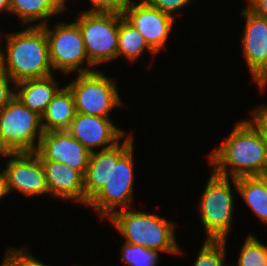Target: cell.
I'll list each match as a JSON object with an SVG mask.
<instances>
[{"label": "cell", "mask_w": 267, "mask_h": 266, "mask_svg": "<svg viewBox=\"0 0 267 266\" xmlns=\"http://www.w3.org/2000/svg\"><path fill=\"white\" fill-rule=\"evenodd\" d=\"M257 84L259 90L263 92L267 88V69L254 81Z\"/></svg>", "instance_id": "31"}, {"label": "cell", "mask_w": 267, "mask_h": 266, "mask_svg": "<svg viewBox=\"0 0 267 266\" xmlns=\"http://www.w3.org/2000/svg\"><path fill=\"white\" fill-rule=\"evenodd\" d=\"M150 6L158 9L159 11L168 14L169 16L176 18L179 10L186 8L194 2V0H145ZM175 15V13H177ZM175 16V17H174Z\"/></svg>", "instance_id": "25"}, {"label": "cell", "mask_w": 267, "mask_h": 266, "mask_svg": "<svg viewBox=\"0 0 267 266\" xmlns=\"http://www.w3.org/2000/svg\"><path fill=\"white\" fill-rule=\"evenodd\" d=\"M8 188L6 183V174L4 169L0 172V201L3 199L4 196H7Z\"/></svg>", "instance_id": "30"}, {"label": "cell", "mask_w": 267, "mask_h": 266, "mask_svg": "<svg viewBox=\"0 0 267 266\" xmlns=\"http://www.w3.org/2000/svg\"><path fill=\"white\" fill-rule=\"evenodd\" d=\"M146 51L153 57L157 55L146 43L142 34L120 13L117 58L123 56L130 63H135Z\"/></svg>", "instance_id": "20"}, {"label": "cell", "mask_w": 267, "mask_h": 266, "mask_svg": "<svg viewBox=\"0 0 267 266\" xmlns=\"http://www.w3.org/2000/svg\"><path fill=\"white\" fill-rule=\"evenodd\" d=\"M7 161L3 169L8 193L15 190L31 198L49 194L43 164L36 152L13 153Z\"/></svg>", "instance_id": "10"}, {"label": "cell", "mask_w": 267, "mask_h": 266, "mask_svg": "<svg viewBox=\"0 0 267 266\" xmlns=\"http://www.w3.org/2000/svg\"><path fill=\"white\" fill-rule=\"evenodd\" d=\"M3 261L0 266H50L38 260L26 247L6 248Z\"/></svg>", "instance_id": "24"}, {"label": "cell", "mask_w": 267, "mask_h": 266, "mask_svg": "<svg viewBox=\"0 0 267 266\" xmlns=\"http://www.w3.org/2000/svg\"><path fill=\"white\" fill-rule=\"evenodd\" d=\"M249 119L259 130L267 150V105L265 103L250 110Z\"/></svg>", "instance_id": "27"}, {"label": "cell", "mask_w": 267, "mask_h": 266, "mask_svg": "<svg viewBox=\"0 0 267 266\" xmlns=\"http://www.w3.org/2000/svg\"><path fill=\"white\" fill-rule=\"evenodd\" d=\"M60 88L53 74L44 78L26 79L16 83L15 96L31 111L42 116Z\"/></svg>", "instance_id": "16"}, {"label": "cell", "mask_w": 267, "mask_h": 266, "mask_svg": "<svg viewBox=\"0 0 267 266\" xmlns=\"http://www.w3.org/2000/svg\"><path fill=\"white\" fill-rule=\"evenodd\" d=\"M264 184V187L267 191V170L257 176Z\"/></svg>", "instance_id": "34"}, {"label": "cell", "mask_w": 267, "mask_h": 266, "mask_svg": "<svg viewBox=\"0 0 267 266\" xmlns=\"http://www.w3.org/2000/svg\"><path fill=\"white\" fill-rule=\"evenodd\" d=\"M0 12L10 13V0H0Z\"/></svg>", "instance_id": "33"}, {"label": "cell", "mask_w": 267, "mask_h": 266, "mask_svg": "<svg viewBox=\"0 0 267 266\" xmlns=\"http://www.w3.org/2000/svg\"><path fill=\"white\" fill-rule=\"evenodd\" d=\"M240 15L245 20L241 37L242 54L253 82L267 69V19L247 7Z\"/></svg>", "instance_id": "14"}, {"label": "cell", "mask_w": 267, "mask_h": 266, "mask_svg": "<svg viewBox=\"0 0 267 266\" xmlns=\"http://www.w3.org/2000/svg\"><path fill=\"white\" fill-rule=\"evenodd\" d=\"M107 220L128 244L142 245L159 253L181 255L184 252L175 238L176 224L154 212L130 207L114 212Z\"/></svg>", "instance_id": "4"}, {"label": "cell", "mask_w": 267, "mask_h": 266, "mask_svg": "<svg viewBox=\"0 0 267 266\" xmlns=\"http://www.w3.org/2000/svg\"><path fill=\"white\" fill-rule=\"evenodd\" d=\"M220 147L207 156L218 175L239 178L258 176L267 170V150L257 127L249 120L236 121Z\"/></svg>", "instance_id": "2"}, {"label": "cell", "mask_w": 267, "mask_h": 266, "mask_svg": "<svg viewBox=\"0 0 267 266\" xmlns=\"http://www.w3.org/2000/svg\"><path fill=\"white\" fill-rule=\"evenodd\" d=\"M36 153L41 160L62 162L83 176L91 156V152L68 131L43 132Z\"/></svg>", "instance_id": "13"}, {"label": "cell", "mask_w": 267, "mask_h": 266, "mask_svg": "<svg viewBox=\"0 0 267 266\" xmlns=\"http://www.w3.org/2000/svg\"><path fill=\"white\" fill-rule=\"evenodd\" d=\"M46 176L49 196L73 201L85 207L84 176L58 161L41 160Z\"/></svg>", "instance_id": "15"}, {"label": "cell", "mask_w": 267, "mask_h": 266, "mask_svg": "<svg viewBox=\"0 0 267 266\" xmlns=\"http://www.w3.org/2000/svg\"><path fill=\"white\" fill-rule=\"evenodd\" d=\"M75 22L93 66L117 59L120 13L81 11Z\"/></svg>", "instance_id": "8"}, {"label": "cell", "mask_w": 267, "mask_h": 266, "mask_svg": "<svg viewBox=\"0 0 267 266\" xmlns=\"http://www.w3.org/2000/svg\"><path fill=\"white\" fill-rule=\"evenodd\" d=\"M61 13L64 10L54 0H10V14L26 27L43 26L50 22L48 19Z\"/></svg>", "instance_id": "18"}, {"label": "cell", "mask_w": 267, "mask_h": 266, "mask_svg": "<svg viewBox=\"0 0 267 266\" xmlns=\"http://www.w3.org/2000/svg\"><path fill=\"white\" fill-rule=\"evenodd\" d=\"M198 201L201 223L206 231L205 240H228L232 230L235 199L231 178L213 170Z\"/></svg>", "instance_id": "5"}, {"label": "cell", "mask_w": 267, "mask_h": 266, "mask_svg": "<svg viewBox=\"0 0 267 266\" xmlns=\"http://www.w3.org/2000/svg\"><path fill=\"white\" fill-rule=\"evenodd\" d=\"M159 252L149 250L142 245H131L126 242L121 247V261L126 266H157Z\"/></svg>", "instance_id": "23"}, {"label": "cell", "mask_w": 267, "mask_h": 266, "mask_svg": "<svg viewBox=\"0 0 267 266\" xmlns=\"http://www.w3.org/2000/svg\"><path fill=\"white\" fill-rule=\"evenodd\" d=\"M67 84L74 96L76 113L112 118L111 111L125 106L117 80L106 76L100 69L77 74Z\"/></svg>", "instance_id": "6"}, {"label": "cell", "mask_w": 267, "mask_h": 266, "mask_svg": "<svg viewBox=\"0 0 267 266\" xmlns=\"http://www.w3.org/2000/svg\"><path fill=\"white\" fill-rule=\"evenodd\" d=\"M0 35H1L0 36V44H2L1 42H3V41L1 39L2 38V32L1 31H0ZM0 70H1V45H0Z\"/></svg>", "instance_id": "36"}, {"label": "cell", "mask_w": 267, "mask_h": 266, "mask_svg": "<svg viewBox=\"0 0 267 266\" xmlns=\"http://www.w3.org/2000/svg\"><path fill=\"white\" fill-rule=\"evenodd\" d=\"M247 8L256 15L267 19V0H247Z\"/></svg>", "instance_id": "29"}, {"label": "cell", "mask_w": 267, "mask_h": 266, "mask_svg": "<svg viewBox=\"0 0 267 266\" xmlns=\"http://www.w3.org/2000/svg\"><path fill=\"white\" fill-rule=\"evenodd\" d=\"M75 114L74 96L66 84L53 96L41 116L43 132L67 131Z\"/></svg>", "instance_id": "17"}, {"label": "cell", "mask_w": 267, "mask_h": 266, "mask_svg": "<svg viewBox=\"0 0 267 266\" xmlns=\"http://www.w3.org/2000/svg\"><path fill=\"white\" fill-rule=\"evenodd\" d=\"M128 0L123 17L144 37L149 47L156 53L166 46L175 18L150 6L145 0Z\"/></svg>", "instance_id": "11"}, {"label": "cell", "mask_w": 267, "mask_h": 266, "mask_svg": "<svg viewBox=\"0 0 267 266\" xmlns=\"http://www.w3.org/2000/svg\"><path fill=\"white\" fill-rule=\"evenodd\" d=\"M236 191L240 193L252 213L267 225V191L257 176L231 178Z\"/></svg>", "instance_id": "19"}, {"label": "cell", "mask_w": 267, "mask_h": 266, "mask_svg": "<svg viewBox=\"0 0 267 266\" xmlns=\"http://www.w3.org/2000/svg\"><path fill=\"white\" fill-rule=\"evenodd\" d=\"M4 39L6 46L1 45V69L15 83L53 75L48 40L42 26H28L7 33Z\"/></svg>", "instance_id": "3"}, {"label": "cell", "mask_w": 267, "mask_h": 266, "mask_svg": "<svg viewBox=\"0 0 267 266\" xmlns=\"http://www.w3.org/2000/svg\"><path fill=\"white\" fill-rule=\"evenodd\" d=\"M111 118L76 113L67 130L91 153L114 147L128 134Z\"/></svg>", "instance_id": "12"}, {"label": "cell", "mask_w": 267, "mask_h": 266, "mask_svg": "<svg viewBox=\"0 0 267 266\" xmlns=\"http://www.w3.org/2000/svg\"><path fill=\"white\" fill-rule=\"evenodd\" d=\"M0 135L13 153L36 152L43 135L41 116L15 96L0 110Z\"/></svg>", "instance_id": "9"}, {"label": "cell", "mask_w": 267, "mask_h": 266, "mask_svg": "<svg viewBox=\"0 0 267 266\" xmlns=\"http://www.w3.org/2000/svg\"><path fill=\"white\" fill-rule=\"evenodd\" d=\"M13 152L10 150V148L6 145L4 142L3 137L0 135V156L3 158V156L6 158H9Z\"/></svg>", "instance_id": "32"}, {"label": "cell", "mask_w": 267, "mask_h": 266, "mask_svg": "<svg viewBox=\"0 0 267 266\" xmlns=\"http://www.w3.org/2000/svg\"><path fill=\"white\" fill-rule=\"evenodd\" d=\"M64 11L66 10V0H54Z\"/></svg>", "instance_id": "35"}, {"label": "cell", "mask_w": 267, "mask_h": 266, "mask_svg": "<svg viewBox=\"0 0 267 266\" xmlns=\"http://www.w3.org/2000/svg\"><path fill=\"white\" fill-rule=\"evenodd\" d=\"M133 136L129 132L114 147L91 153L84 174L85 206L94 209L101 220H107L118 210L132 207L135 178Z\"/></svg>", "instance_id": "1"}, {"label": "cell", "mask_w": 267, "mask_h": 266, "mask_svg": "<svg viewBox=\"0 0 267 266\" xmlns=\"http://www.w3.org/2000/svg\"><path fill=\"white\" fill-rule=\"evenodd\" d=\"M236 265L230 266H267V245L249 233L240 249Z\"/></svg>", "instance_id": "21"}, {"label": "cell", "mask_w": 267, "mask_h": 266, "mask_svg": "<svg viewBox=\"0 0 267 266\" xmlns=\"http://www.w3.org/2000/svg\"><path fill=\"white\" fill-rule=\"evenodd\" d=\"M50 28V22L43 25L48 40L49 57L54 72L61 71L67 76L72 73H88L97 70L86 53L79 25L57 22ZM87 62L86 66L84 63Z\"/></svg>", "instance_id": "7"}, {"label": "cell", "mask_w": 267, "mask_h": 266, "mask_svg": "<svg viewBox=\"0 0 267 266\" xmlns=\"http://www.w3.org/2000/svg\"><path fill=\"white\" fill-rule=\"evenodd\" d=\"M227 240H205L193 266H230L224 263L227 253Z\"/></svg>", "instance_id": "22"}, {"label": "cell", "mask_w": 267, "mask_h": 266, "mask_svg": "<svg viewBox=\"0 0 267 266\" xmlns=\"http://www.w3.org/2000/svg\"><path fill=\"white\" fill-rule=\"evenodd\" d=\"M92 8L84 12H115L123 13V9L128 0H89Z\"/></svg>", "instance_id": "26"}, {"label": "cell", "mask_w": 267, "mask_h": 266, "mask_svg": "<svg viewBox=\"0 0 267 266\" xmlns=\"http://www.w3.org/2000/svg\"><path fill=\"white\" fill-rule=\"evenodd\" d=\"M16 83L2 69L0 70V110L15 97ZM12 86V87H11Z\"/></svg>", "instance_id": "28"}]
</instances>
